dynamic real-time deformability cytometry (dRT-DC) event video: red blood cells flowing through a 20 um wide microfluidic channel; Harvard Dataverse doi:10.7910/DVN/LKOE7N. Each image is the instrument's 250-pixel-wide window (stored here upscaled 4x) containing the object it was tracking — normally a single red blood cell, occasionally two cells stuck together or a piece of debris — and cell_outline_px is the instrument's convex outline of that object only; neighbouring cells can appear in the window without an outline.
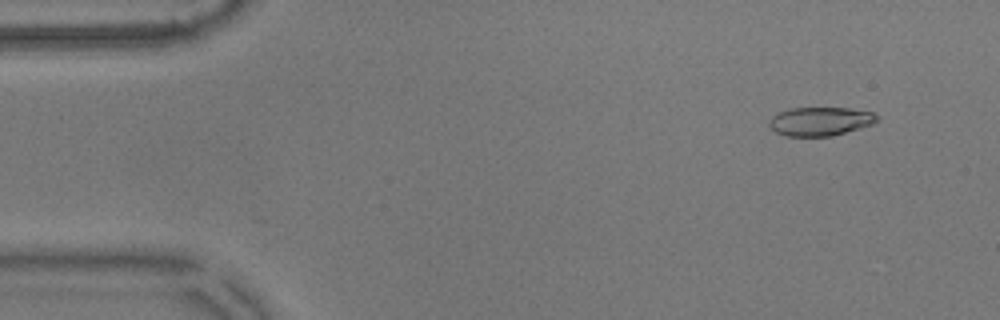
{"species": "common noctule bat (a hibernating species)", "species_latin": "Nyctalus noctula", "temperature_condition": "warm", "stored_images_in_passage": 57, "camera_frame_rate_fps": 3000, "um_per_image_px": 0.085, "animal": {"sex": "male", "body_mass_g": 17.9}, "frame": {"image": 1, "passage_image": 5, "time_ms": 1.333, "image_size_px": [1000, 320], "cell_outline_px": [[876, 120], [872, 124], [860, 128], [832, 136], [784, 136], [776, 132], [768, 124], [772, 116], [788, 108], [848, 108], [872, 112], [876, 116]], "centroid_in_image_um": [69.68, 10.32], "position_along_channel_um": 15.3, "area_um2": 17.86}}
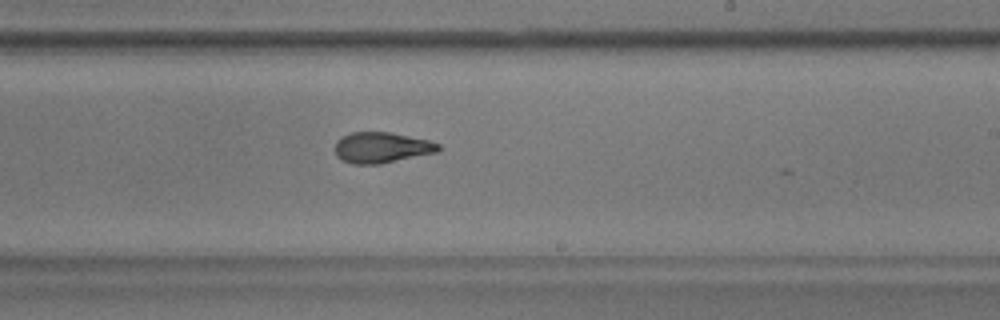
{"frame": {"image": 2, "passage_image": 33, "time_ms": 10.667, "image_size_px": [1000, 320], "cell_outline_px": [[440, 148], [436, 152], [380, 164], [352, 164], [340, 160], [336, 156], [336, 140], [340, 136], [352, 132], [392, 132], [428, 140], [440, 144]], "centroid_in_image_um": [32.39, 12.54], "position_along_channel_um": 256.6, "area_um2": 18.61}}
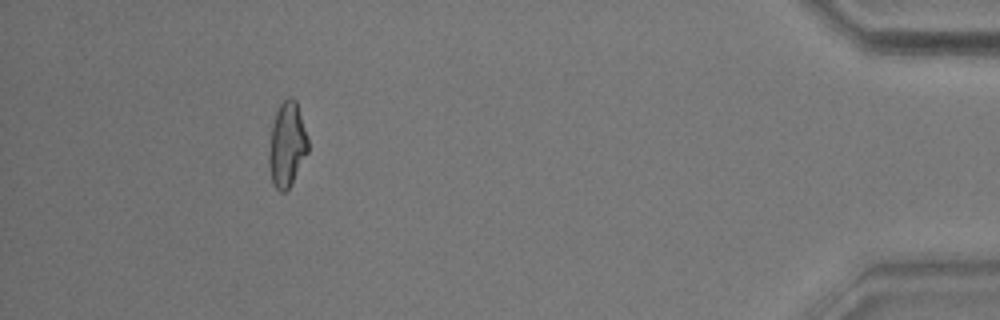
{"frame": {"image": 3, "passage_image": 51, "time_ms": 16.667, "image_size_px": [1000, 320], "cell_outline_px": [[308, 152], [288, 188], [284, 192], [280, 192], [276, 188], [272, 180], [268, 164], [268, 152], [272, 124], [276, 112], [280, 104], [288, 96], [292, 96], [296, 100], [308, 140]], "centroid_in_image_um": [24.38, 12.26], "position_along_channel_um": 410.8, "area_um2": 19.07}}